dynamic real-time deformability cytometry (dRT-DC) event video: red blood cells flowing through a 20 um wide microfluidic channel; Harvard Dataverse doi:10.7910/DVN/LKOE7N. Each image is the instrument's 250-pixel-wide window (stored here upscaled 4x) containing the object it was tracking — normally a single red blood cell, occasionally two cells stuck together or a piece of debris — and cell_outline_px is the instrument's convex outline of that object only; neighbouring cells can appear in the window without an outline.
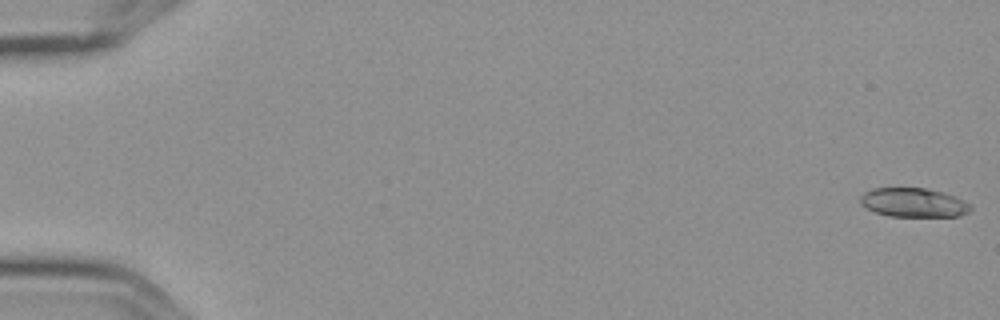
{"species": "Egyptian fruit bat (a non-hibernating species)", "species_latin": "Rousettus aegyptiacus", "temperature_condition": "cold", "stored_images_in_passage": 6, "camera_frame_rate_fps": 3000, "um_per_image_px": 0.085, "frame": {"image": 1, "passage_image": 1, "time_ms": 0.0, "image_size_px": [1000, 320], "cell_outline_px": [[972, 208], [968, 212], [960, 216], [888, 216], [876, 212], [860, 204], [860, 196], [864, 192], [872, 188], [924, 188], [944, 192], [956, 196], [972, 204]], "centroid_in_image_um": [77.68, 17.21], "position_along_channel_um": 7.3, "area_um2": 18.79}}